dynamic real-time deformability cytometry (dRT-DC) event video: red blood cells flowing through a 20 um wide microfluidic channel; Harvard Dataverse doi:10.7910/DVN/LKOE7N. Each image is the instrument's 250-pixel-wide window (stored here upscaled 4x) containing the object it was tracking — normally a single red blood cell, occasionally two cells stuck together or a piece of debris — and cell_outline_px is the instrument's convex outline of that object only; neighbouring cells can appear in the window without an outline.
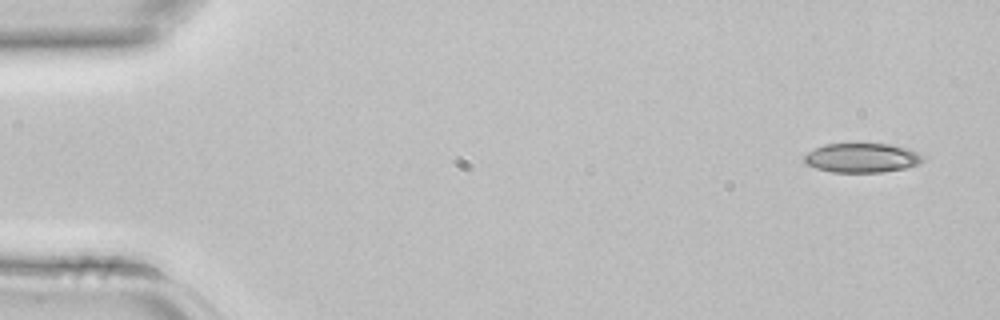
{"species": "common noctule bat (a hibernating species)", "species_latin": "Nyctalus noctula", "temperature_condition": "room temperature", "stored_images_in_passage": 3, "camera_frame_rate_fps": 3000, "um_per_image_px": 0.085, "animal": {"sex": "female", "body_mass_g": 22.7, "forearm_length_mm": 54.2}, "frame": {"image": 1, "passage_image": 1, "time_ms": 0.0, "image_size_px": [1000, 320], "cell_outline_px": [[924, 160], [920, 164], [904, 168], [880, 172], [832, 172], [816, 168], [808, 164], [804, 160], [804, 156], [808, 152], [824, 144], [892, 144], [908, 148], [924, 156]], "centroid_in_image_um": [73.29, 13.41], "position_along_channel_um": 11.7, "area_um2": 20.17}}
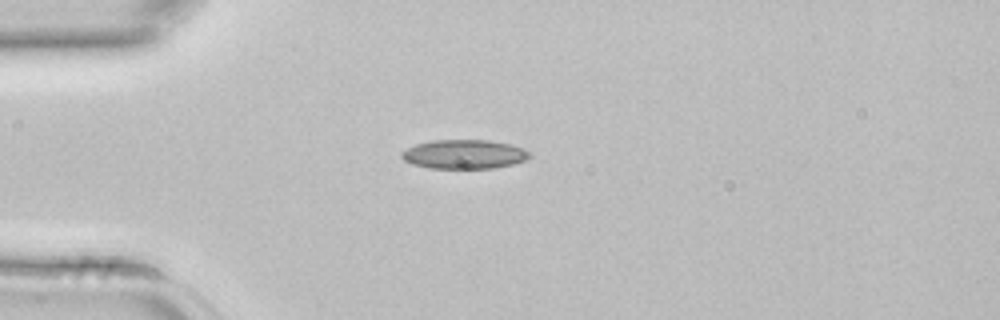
{"frame": {"image": 2, "passage_image": 3, "time_ms": 0.667, "image_size_px": [1000, 320], "cell_outline_px": [[532, 156], [524, 160], [512, 164], [492, 168], [428, 168], [412, 164], [404, 160], [400, 156], [400, 152], [416, 144], [432, 140], [488, 140], [508, 144], [524, 148], [532, 152]], "centroid_in_image_um": [39.45, 13.11], "position_along_channel_um": 45.6, "area_um2": 21.73}}